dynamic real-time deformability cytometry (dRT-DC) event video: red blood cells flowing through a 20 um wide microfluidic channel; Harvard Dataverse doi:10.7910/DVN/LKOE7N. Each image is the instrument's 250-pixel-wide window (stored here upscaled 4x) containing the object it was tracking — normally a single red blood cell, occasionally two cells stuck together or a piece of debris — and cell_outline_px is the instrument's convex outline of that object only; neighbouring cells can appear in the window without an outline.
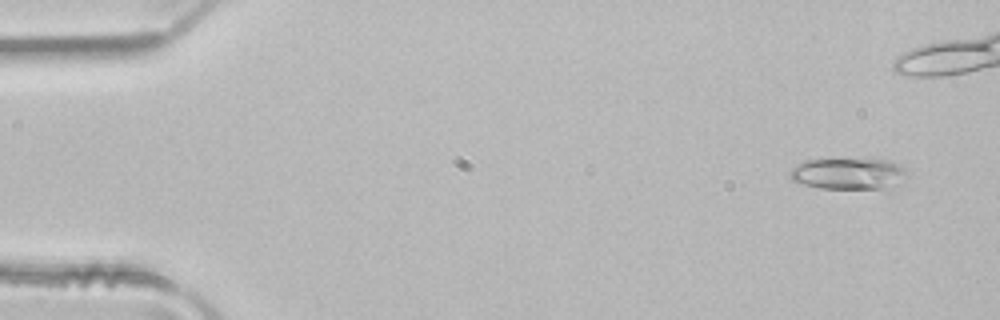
{"species": "common noctule bat (a hibernating species)", "species_latin": "Nyctalus noctula", "temperature_condition": "room temperature", "stored_images_in_passage": 4, "camera_frame_rate_fps": 3000, "um_per_image_px": 0.085, "animal": {"sex": "male", "body_mass_g": 21.5, "forearm_length_mm": 52.0}, "frame": {"image": 1, "passage_image": 1, "time_ms": 0.0, "image_size_px": [1000, 320], "cell_outline_px": [[908, 176], [892, 192], [820, 188], [804, 184], [792, 180], [788, 176], [792, 168], [804, 160], [828, 156], [888, 160], [904, 168]], "centroid_in_image_um": [72.19, 14.78], "position_along_channel_um": 12.8, "area_um2": 23.52}}